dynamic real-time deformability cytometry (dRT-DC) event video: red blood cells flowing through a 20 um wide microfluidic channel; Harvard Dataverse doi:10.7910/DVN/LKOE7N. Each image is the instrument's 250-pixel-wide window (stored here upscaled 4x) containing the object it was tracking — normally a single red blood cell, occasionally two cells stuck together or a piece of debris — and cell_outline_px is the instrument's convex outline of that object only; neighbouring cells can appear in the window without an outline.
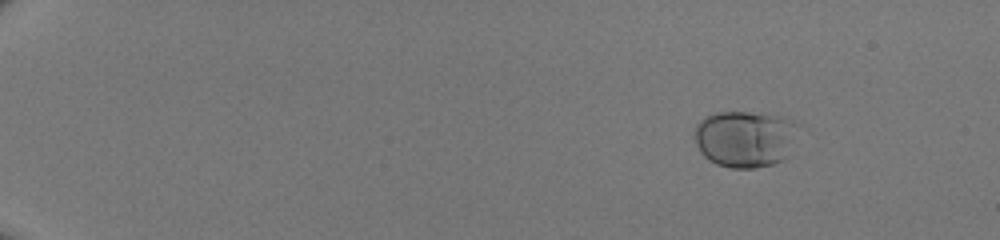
{"species": "human", "species_latin": "Homo sapiens", "temperature_condition": "room temperature", "stored_images_in_passage": 45, "camera_frame_rate_fps": 3000, "um_per_image_px": 0.085, "donor": {"sex": "male"}, "frame": {"image": 1, "passage_image": 1, "time_ms": 0.0, "image_size_px": [1000, 240], "cell_outline_px": [[796, 124], [784, 160], [776, 164], [756, 168], [732, 168], [716, 164], [708, 160], [700, 152], [692, 136], [696, 124], [704, 116], [716, 112], [748, 112], [780, 116], [792, 120]], "centroid_in_image_um": [63.21, 11.8], "position_along_channel_um": 21.8, "area_um2": 34.1}}
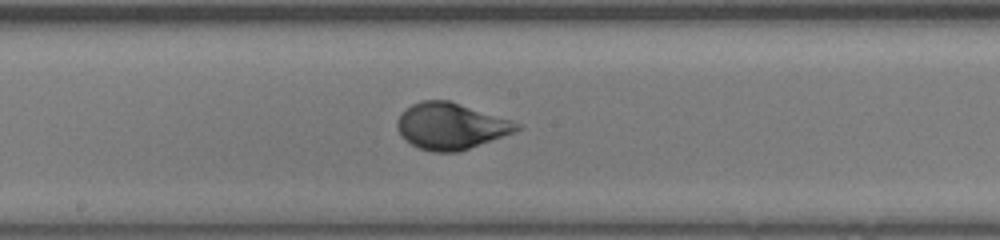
{"frame": {"image": 2, "passage_image": 25, "time_ms": 8.0, "image_size_px": [1000, 240], "cell_outline_px": [[524, 128], [468, 148], [456, 152], [432, 152], [420, 148], [412, 144], [396, 128], [396, 120], [400, 112], [412, 104], [420, 100], [448, 100], [520, 124]], "centroid_in_image_um": [38.26, 10.71], "position_along_channel_um": 209.9, "area_um2": 31.62}}
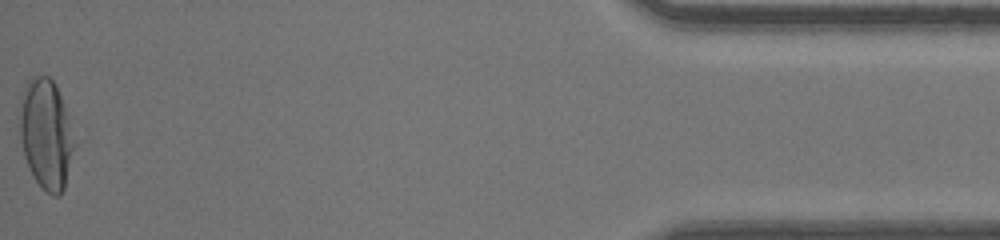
{"frame": {"image": 3, "passage_image": 45, "time_ms": 14.667, "image_size_px": [1000, 240], "cell_outline_px": [[76, 144], [64, 188], [56, 196], [52, 196], [36, 180], [28, 168], [24, 156], [20, 136], [20, 104], [24, 88], [28, 80], [32, 76], [48, 76], [52, 80], [60, 96]], "centroid_in_image_um": [3.9, 11.41], "position_along_channel_um": 431.3, "area_um2": 34.39}}